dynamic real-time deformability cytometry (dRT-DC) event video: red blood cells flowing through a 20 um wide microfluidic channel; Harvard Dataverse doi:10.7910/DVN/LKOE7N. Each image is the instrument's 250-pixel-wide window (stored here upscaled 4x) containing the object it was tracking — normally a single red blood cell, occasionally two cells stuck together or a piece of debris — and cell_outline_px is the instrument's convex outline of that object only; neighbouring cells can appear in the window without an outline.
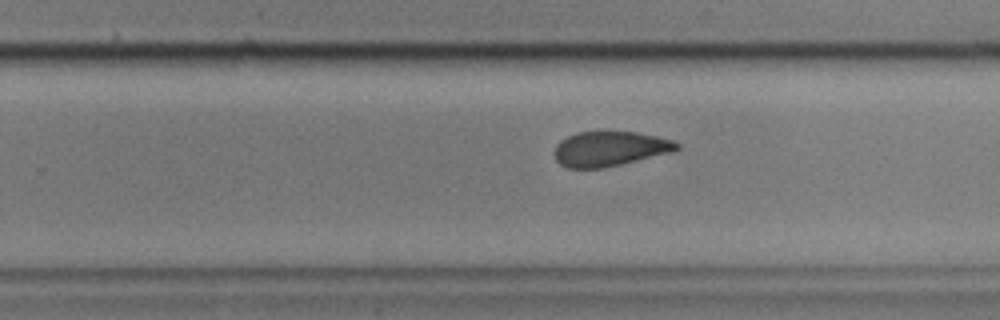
{"species": "common noctule bat (a hibernating species)", "species_latin": "Nyctalus noctula", "temperature_condition": "cold", "stored_images_in_passage": 38, "camera_frame_rate_fps": 3000, "um_per_image_px": 0.085, "animal": {"sex": "male", "body_mass_g": 17.9, "forearm_length_mm": 54.2}, "frame": {"image": 1, "passage_image": 23, "time_ms": 7.333, "image_size_px": [1000, 320], "cell_outline_px": [[680, 148], [672, 152], [604, 168], [568, 168], [560, 164], [556, 160], [552, 152], [556, 144], [560, 140], [576, 132], [636, 132], [676, 140], [680, 144]], "centroid_in_image_um": [51.82, 12.65], "position_along_channel_um": 278.0, "area_um2": 25.03}}
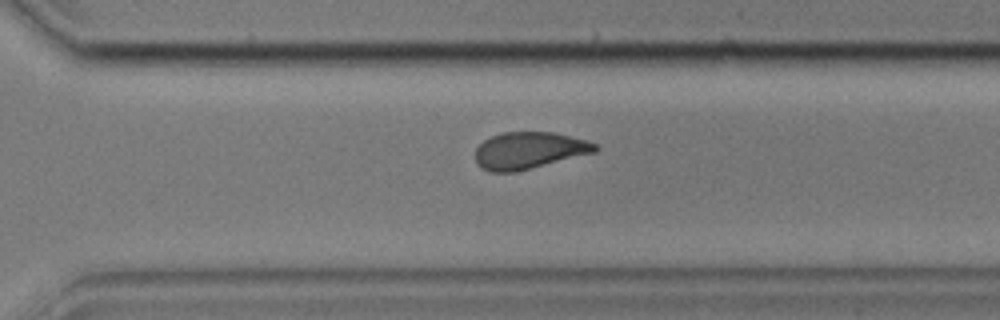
{"frame": {"image": 2, "passage_image": 27, "time_ms": 8.667, "image_size_px": [1000, 320], "cell_outline_px": [[600, 148], [596, 152], [516, 172], [492, 172], [476, 164], [476, 148], [484, 140], [492, 136], [504, 132], [552, 132], [584, 140], [596, 144]], "centroid_in_image_um": [44.96, 12.79], "position_along_channel_um": 325.6, "area_um2": 25.55}}
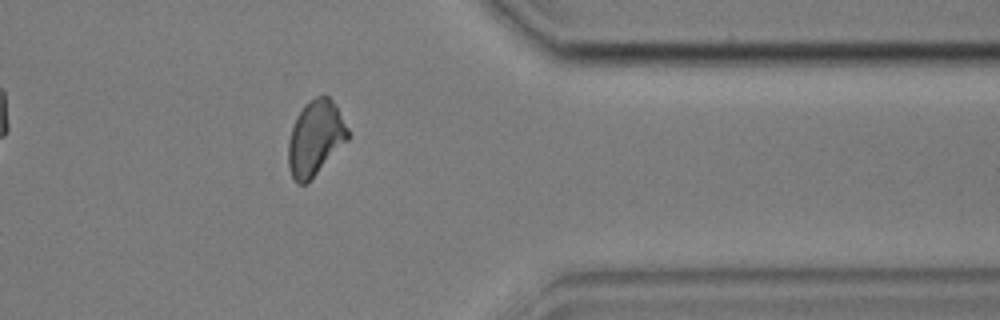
{"frame": {"image": 3, "passage_image": 33, "time_ms": 10.667, "image_size_px": [1000, 320], "cell_outline_px": [[352, 136], [304, 184], [296, 184], [288, 168], [288, 140], [292, 128], [304, 104], [308, 100], [316, 96], [328, 96], [336, 104]], "centroid_in_image_um": [26.81, 11.7], "position_along_channel_um": 384.6, "area_um2": 25.78}, "authors_computed_cell_mechanics": {"area_um2": 26.9637, "velocity_mm_per_s": 3.584, "shape_relaxation_time_tau1_ms": 4.9042, "shape_relaxation_time_tau2_ms": 3.5313, "deformation_change_tau1": 0.1234, "deformation_change_tau2": 0.0891}}